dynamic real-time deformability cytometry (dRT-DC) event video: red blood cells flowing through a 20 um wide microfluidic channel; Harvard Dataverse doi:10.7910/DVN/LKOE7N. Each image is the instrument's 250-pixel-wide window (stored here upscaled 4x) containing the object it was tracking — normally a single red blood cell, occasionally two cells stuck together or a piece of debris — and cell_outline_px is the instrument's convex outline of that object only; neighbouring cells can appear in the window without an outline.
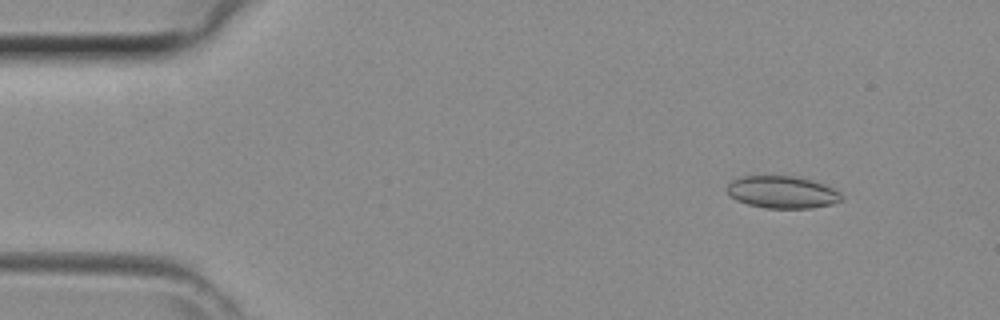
{"species": "common noctule bat (a hibernating species)", "species_latin": "Nyctalus noctula", "temperature_condition": "room temperature", "stored_images_in_passage": 42, "camera_frame_rate_fps": 3000, "um_per_image_px": 0.085, "animal": {"sex": "female", "body_mass_g": 29.2, "forearm_length_mm": 56.3}, "frame": {"image": 1, "passage_image": 4, "time_ms": 1.0, "image_size_px": [1000, 320], "cell_outline_px": [[840, 200], [832, 204], [812, 208], [764, 208], [748, 204], [736, 200], [728, 192], [728, 184], [732, 180], [744, 176], [796, 176], [812, 180], [824, 184], [840, 192]], "centroid_in_image_um": [66.49, 16.33], "position_along_channel_um": 18.5, "area_um2": 21.33}}
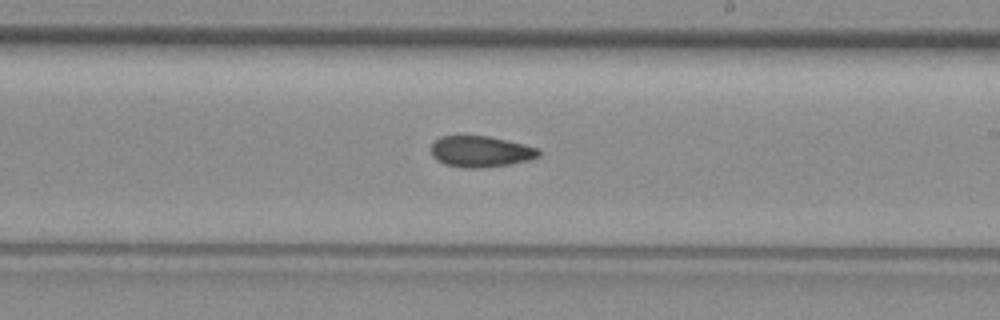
{"frame": {"image": 2, "passage_image": 24, "time_ms": 7.667, "image_size_px": [1000, 320], "cell_outline_px": [[540, 156], [528, 160], [508, 164], [476, 168], [464, 168], [444, 164], [436, 160], [432, 156], [432, 144], [440, 136], [488, 136], [524, 144], [540, 148]], "centroid_in_image_um": [40.86, 12.88], "position_along_channel_um": 248.1, "area_um2": 19.42}}
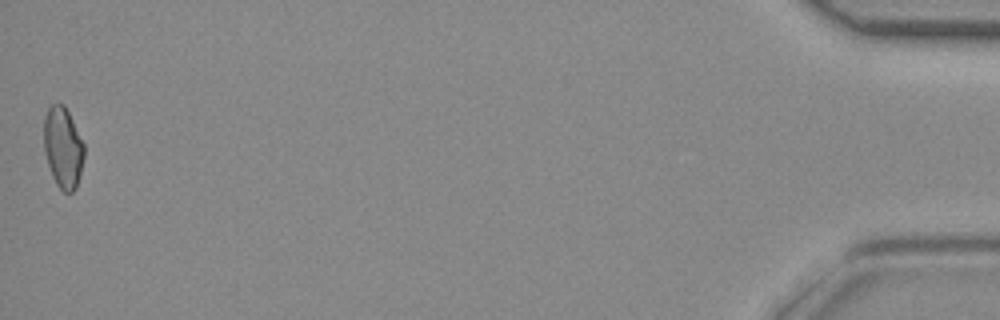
{"frame": {"image": 3, "passage_image": 42, "time_ms": 13.667, "image_size_px": [1000, 320], "cell_outline_px": [[84, 156], [76, 188], [72, 192], [64, 192], [56, 184], [52, 176], [44, 152], [44, 116], [48, 108], [52, 104], [64, 104], [84, 144]], "centroid_in_image_um": [5.34, 12.54], "position_along_channel_um": 429.9, "area_um2": 18.84}}